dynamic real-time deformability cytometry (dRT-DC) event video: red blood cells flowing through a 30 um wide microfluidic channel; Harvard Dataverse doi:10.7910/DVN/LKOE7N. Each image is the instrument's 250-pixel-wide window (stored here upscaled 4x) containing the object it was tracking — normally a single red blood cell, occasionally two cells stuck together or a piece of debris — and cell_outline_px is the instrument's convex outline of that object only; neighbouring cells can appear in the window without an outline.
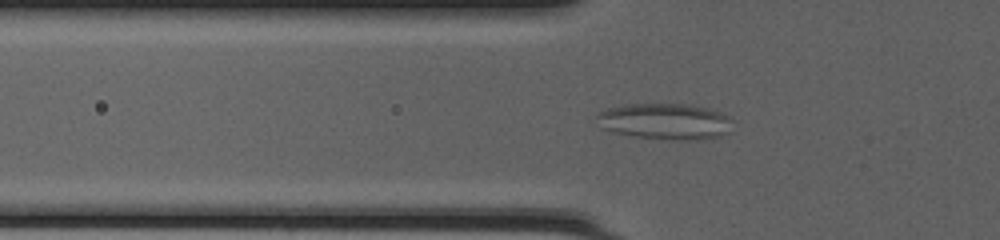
{"species": "common noctule bat (a hibernating species)", "species_latin": "Nyctalus noctula", "temperature_condition": "cold", "stored_images_in_passage": 51, "camera_frame_rate_fps": 3000, "um_per_image_px": 0.085, "animal": {"sex": "female", "body_mass_g": 20.0, "forearm_length_mm": 54.0}, "frame": {"image": 1, "passage_image": 18, "time_ms": 5.667, "image_size_px": [1000, 240], "cell_outline_px": [[732, 120], [728, 132], [720, 136], [704, 140], [672, 140], [636, 136], [612, 132], [600, 128], [596, 116], [600, 112], [608, 108], [628, 104], [688, 104], [708, 108], [720, 112], [728, 116]], "centroid_in_image_um": [56.54, 10.33], "position_along_channel_um": 69.3, "area_um2": 28.73}}
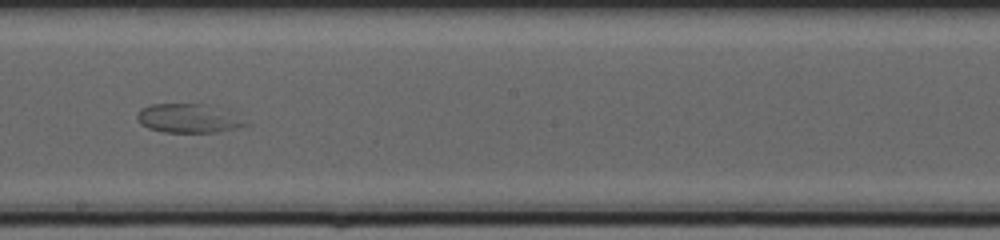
{"frame": {"image": 2, "passage_image": 30, "time_ms": 9.667, "image_size_px": [1000, 240], "cell_outline_px": [[252, 124], [236, 128], [216, 132], [164, 132], [148, 128], [140, 124], [136, 116], [140, 108], [152, 104], [208, 104], [236, 112], [248, 120]], "centroid_in_image_um": [16.11, 10.05], "position_along_channel_um": 232.1, "area_um2": 18.79}}
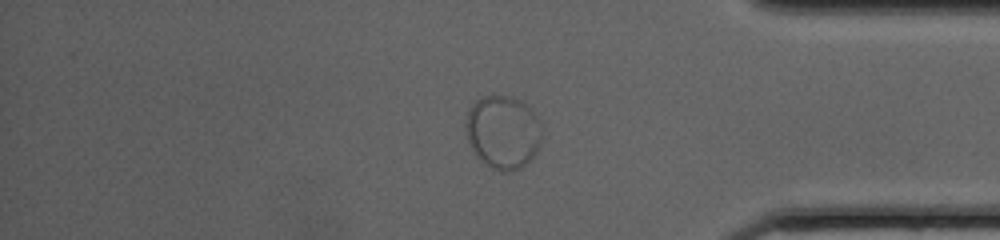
{"frame": {"image": 3, "passage_image": 43, "time_ms": 14.0, "image_size_px": [1000, 240], "cell_outline_px": [[540, 144], [536, 152], [520, 168], [504, 172], [492, 168], [484, 164], [476, 156], [468, 140], [464, 124], [468, 108], [476, 100], [484, 96], [512, 96], [520, 100], [532, 108], [540, 124]], "centroid_in_image_um": [42.72, 11.2], "position_along_channel_um": 392.5, "area_um2": 32.54}}